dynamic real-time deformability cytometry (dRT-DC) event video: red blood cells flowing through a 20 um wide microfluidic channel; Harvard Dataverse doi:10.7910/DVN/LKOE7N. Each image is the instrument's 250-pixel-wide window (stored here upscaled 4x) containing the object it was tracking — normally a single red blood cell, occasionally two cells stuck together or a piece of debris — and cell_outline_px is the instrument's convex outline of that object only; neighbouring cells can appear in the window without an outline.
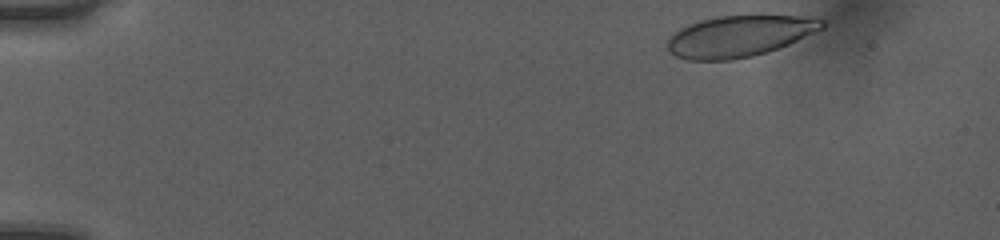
{"species": "human", "species_latin": "Homo sapiens", "temperature_condition": "room temperature", "stored_images_in_passage": 39, "camera_frame_rate_fps": 3000, "um_per_image_px": 0.085, "donor": {"sex": "female"}, "frame": {"image": 1, "passage_image": 1, "time_ms": 0.0, "image_size_px": [1000, 240], "cell_outline_px": [[824, 28], [788, 44], [768, 52], [752, 56], [732, 60], [688, 60], [676, 56], [668, 52], [668, 40], [680, 28], [700, 20], [716, 16], [800, 16], [824, 20]], "centroid_in_image_um": [62.83, 3.08], "position_along_channel_um": 22.2, "area_um2": 36.82}}
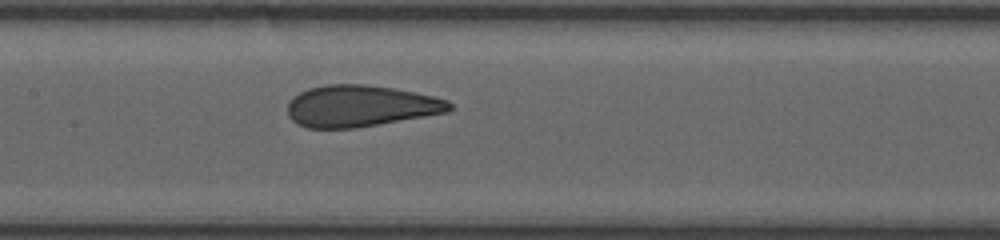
{"frame": {"image": 2, "passage_image": 21, "time_ms": 6.667, "image_size_px": [1000, 240], "cell_outline_px": [[452, 108], [448, 112], [356, 128], [308, 128], [296, 124], [288, 116], [288, 100], [292, 96], [308, 88], [324, 84], [364, 84], [396, 88], [416, 92], [448, 100], [452, 104]], "centroid_in_image_um": [30.61, 9.0], "position_along_channel_um": 176.8, "area_um2": 39.48}}
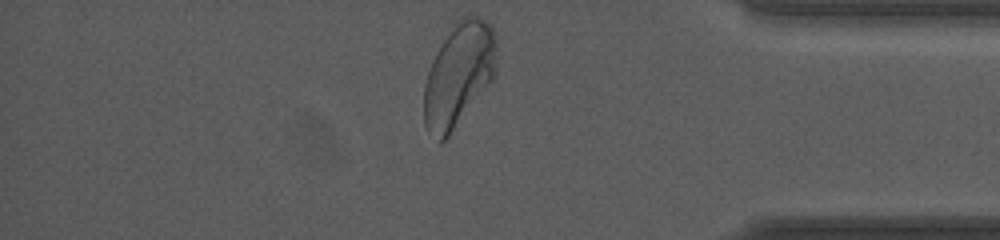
{"frame": {"image": 3, "passage_image": 39, "time_ms": 12.667, "image_size_px": [1000, 240], "cell_outline_px": [[496, 72], [492, 80], [448, 136], [440, 144], [428, 132], [424, 124], [424, 84], [432, 60], [440, 44], [452, 24], [460, 16], [480, 16], [492, 24], [496, 32]], "centroid_in_image_um": [38.99, 6.29], "position_along_channel_um": 396.2, "area_um2": 44.16}, "authors_computed_cell_mechanics": {"area_um2": 39.3618, "velocity_mm_per_s": 4.0147, "shape_relaxation_time_tau1_ms": 11.1669, "shape_relaxation_time_tau2_ms": null, "deformation_change_tau1": 0.2865, "deformation_change_tau2": null}}